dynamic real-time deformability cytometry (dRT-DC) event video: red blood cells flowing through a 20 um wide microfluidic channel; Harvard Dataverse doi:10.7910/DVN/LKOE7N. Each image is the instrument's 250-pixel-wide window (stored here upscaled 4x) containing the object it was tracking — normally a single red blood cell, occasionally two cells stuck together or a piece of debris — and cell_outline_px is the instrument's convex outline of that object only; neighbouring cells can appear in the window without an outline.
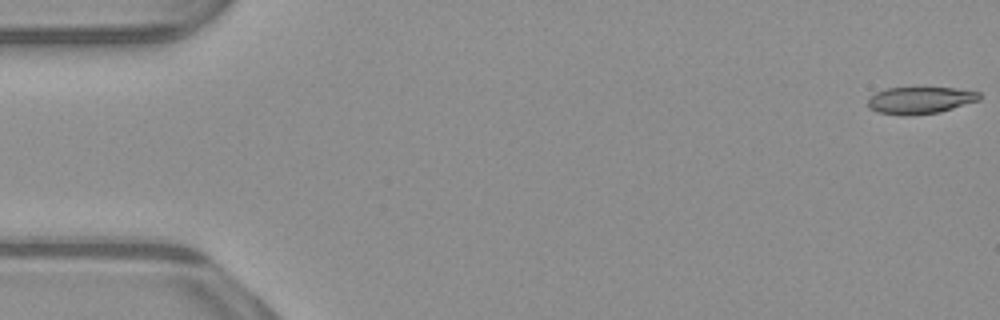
{"species": "common noctule bat (a hibernating species)", "species_latin": "Nyctalus noctula", "temperature_condition": "warm", "stored_images_in_passage": 52, "camera_frame_rate_fps": 3000, "um_per_image_px": 0.085, "animal": {"sex": "male", "body_mass_g": 23.1, "forearm_length_mm": 52.7}, "frame": {"image": 1, "passage_image": 1, "time_ms": 0.0, "image_size_px": [1000, 320], "cell_outline_px": [[980, 100], [940, 112], [912, 116], [900, 116], [876, 112], [868, 108], [868, 100], [876, 92], [888, 88], [956, 88], [980, 92]], "centroid_in_image_um": [78.2, 8.54], "position_along_channel_um": 6.8, "area_um2": 17.69}}
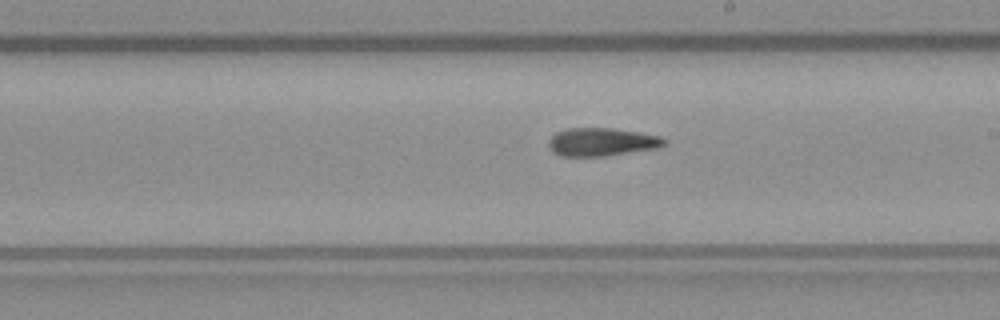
{"frame": {"image": 2, "passage_image": 30, "time_ms": 9.667, "image_size_px": [1000, 320], "cell_outline_px": [[668, 140], [664, 144], [656, 148], [604, 156], [560, 156], [552, 152], [548, 144], [548, 140], [556, 132], [568, 128], [612, 128], [660, 136]], "centroid_in_image_um": [51.1, 12.06], "position_along_channel_um": 237.9, "area_um2": 18.84}}
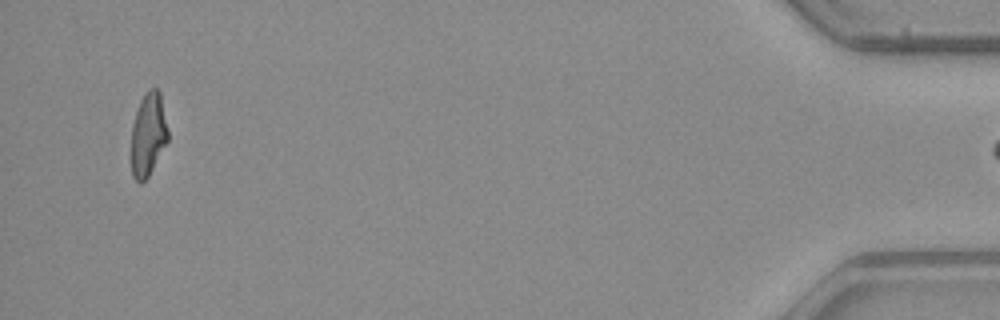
{"frame": {"image": 3, "passage_image": 51, "time_ms": 16.667, "image_size_px": [1000, 320], "cell_outline_px": [[168, 140], [148, 176], [140, 184], [132, 176], [132, 124], [140, 100], [144, 92], [148, 88], [156, 88], [160, 92], [168, 128]], "centroid_in_image_um": [12.6, 11.38], "position_along_channel_um": 422.6, "area_um2": 17.74}}